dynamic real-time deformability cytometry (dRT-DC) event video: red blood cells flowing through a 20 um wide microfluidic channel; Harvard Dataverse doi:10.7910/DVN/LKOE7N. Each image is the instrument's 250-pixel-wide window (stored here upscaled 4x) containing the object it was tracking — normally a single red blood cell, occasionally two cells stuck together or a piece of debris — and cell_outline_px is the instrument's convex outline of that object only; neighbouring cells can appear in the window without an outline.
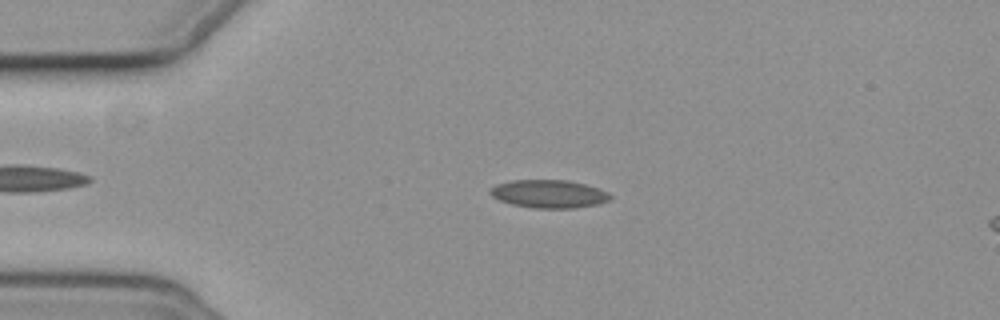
{"species": "common noctule bat (a hibernating species)", "species_latin": "Nyctalus noctula", "temperature_condition": "cold", "stored_images_in_passage": 39, "camera_frame_rate_fps": 3000, "um_per_image_px": 0.085, "animal": {"sex": "female", "body_mass_g": 19.3, "forearm_length_mm": 54.1}, "frame": {"image": 1, "passage_image": 1, "time_ms": 0.0, "image_size_px": [1000, 320], "cell_outline_px": [[612, 196], [608, 200], [596, 204], [572, 208], [532, 208], [512, 204], [500, 200], [492, 196], [488, 192], [496, 184], [512, 180], [568, 180], [584, 184], [608, 192]], "centroid_in_image_um": [46.62, 16.48], "position_along_channel_um": 38.4, "area_um2": 19.42}}
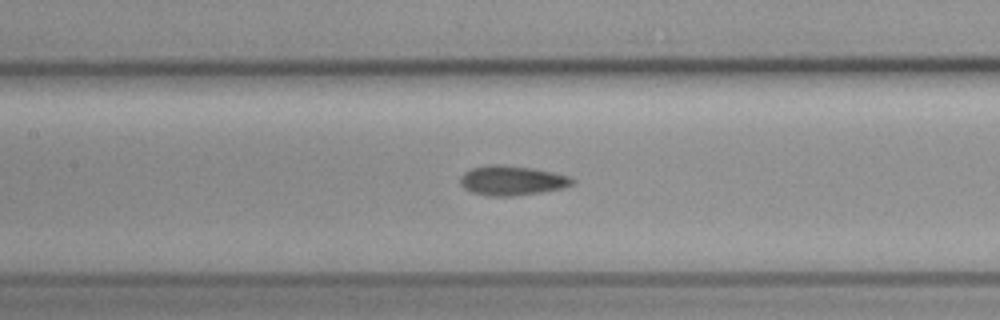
{"frame": {"image": 2, "passage_image": 14, "time_ms": 4.333, "image_size_px": [1000, 320], "cell_outline_px": [[576, 184], [564, 188], [540, 192], [512, 196], [488, 196], [472, 192], [464, 188], [460, 184], [460, 176], [464, 172], [472, 168], [488, 164], [500, 164], [532, 168], [572, 176], [576, 180]], "centroid_in_image_um": [43.55, 15.34], "position_along_channel_um": 163.9, "area_um2": 19.59}}
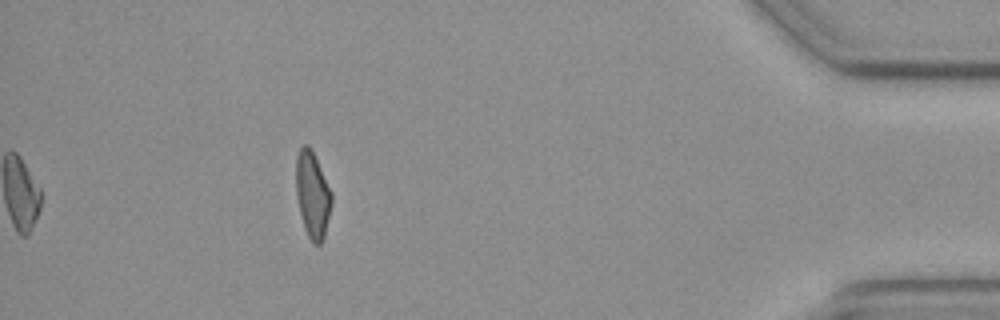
{"frame": {"image": 3, "passage_image": 39, "time_ms": 12.667, "image_size_px": [1000, 320], "cell_outline_px": [[332, 204], [324, 240], [320, 244], [312, 244], [304, 228], [296, 196], [296, 156], [300, 148], [304, 144], [308, 144], [312, 148], [332, 192]], "centroid_in_image_um": [26.57, 16.55], "position_along_channel_um": 408.6, "area_um2": 18.26}, "authors_computed_cell_mechanics": {"area_um2": 18.6694, "velocity_mm_per_s": 3.6482, "shape_relaxation_time_tau1_ms": null, "shape_relaxation_time_tau2_ms": 4.4396, "deformation_change_tau1": null, "deformation_change_tau2": 0.0747}}